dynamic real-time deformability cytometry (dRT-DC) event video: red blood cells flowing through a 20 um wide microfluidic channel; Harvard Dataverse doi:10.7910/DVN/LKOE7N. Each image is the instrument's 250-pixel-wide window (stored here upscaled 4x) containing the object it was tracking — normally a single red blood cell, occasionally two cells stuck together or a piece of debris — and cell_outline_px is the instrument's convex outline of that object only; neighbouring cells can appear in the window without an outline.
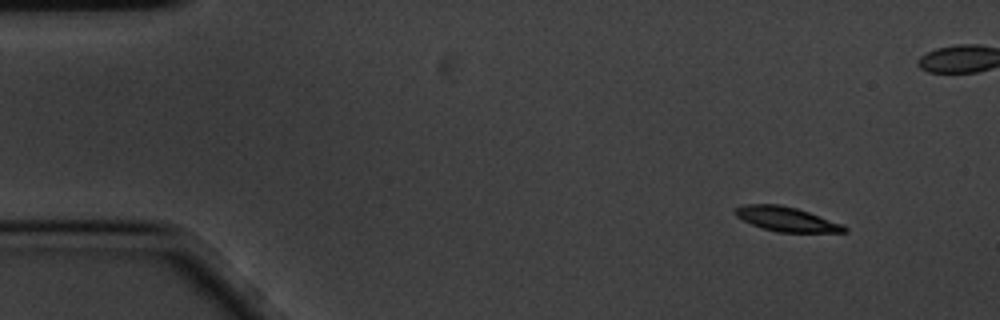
{"species": "common noctule bat (a hibernating species)", "species_latin": "Nyctalus noctula", "temperature_condition": "cold", "stored_images_in_passage": 5, "camera_frame_rate_fps": 3000, "um_per_image_px": 0.085, "animal": {"sex": "male", "body_mass_g": 20.1, "forearm_length_mm": 53.5}, "frame": {"image": 1, "passage_image": 1, "time_ms": 0.0, "image_size_px": [1000, 320], "cell_outline_px": [[848, 232], [776, 232], [752, 224], [736, 216], [732, 212], [736, 208], [744, 204], [780, 204], [796, 208], [844, 224], [848, 228]], "centroid_in_image_um": [66.86, 18.62], "position_along_channel_um": 18.1, "area_um2": 15.55}}